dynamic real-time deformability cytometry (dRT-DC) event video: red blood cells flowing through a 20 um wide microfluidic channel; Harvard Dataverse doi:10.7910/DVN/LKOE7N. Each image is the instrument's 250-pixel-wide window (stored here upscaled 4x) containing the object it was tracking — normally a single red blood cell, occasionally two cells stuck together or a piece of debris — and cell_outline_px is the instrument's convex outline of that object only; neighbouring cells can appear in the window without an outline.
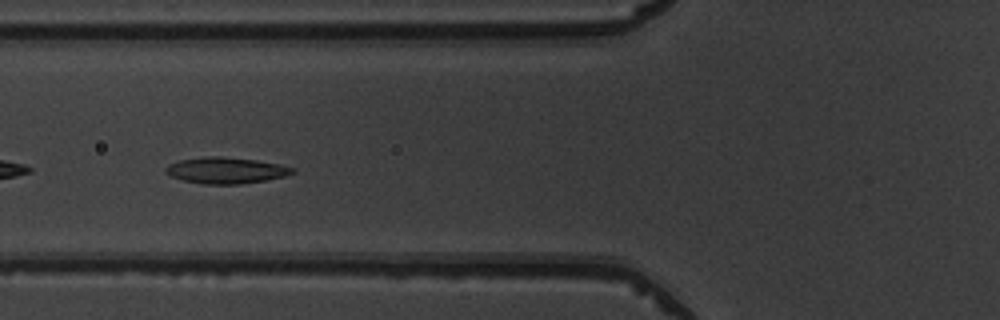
{"species": "common noctule bat (a hibernating species)", "species_latin": "Nyctalus noctula", "temperature_condition": "warm", "stored_images_in_passage": 43, "camera_frame_rate_fps": 3000, "um_per_image_px": 0.085, "animal": {"sex": "male", "body_mass_g": 19.5, "forearm_length_mm": 54.6}, "frame": {"image": 1, "passage_image": 20, "time_ms": 6.333, "image_size_px": [1000, 320], "cell_outline_px": [[296, 172], [284, 176], [264, 180], [240, 184], [200, 184], [184, 180], [172, 176], [164, 172], [164, 168], [168, 164], [180, 160], [208, 156], [220, 156], [256, 160], [280, 164], [296, 168]], "centroid_in_image_um": [19.2, 14.48], "position_along_channel_um": 106.6, "area_um2": 19.36}}
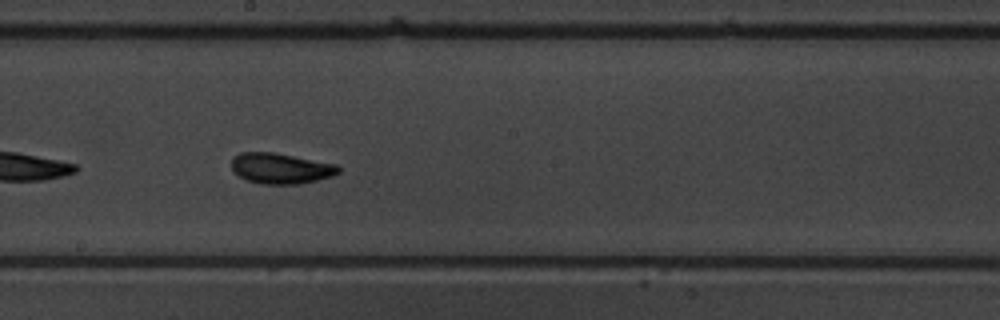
{"frame": {"image": 2, "passage_image": 29, "time_ms": 9.333, "image_size_px": [1000, 320], "cell_outline_px": [[340, 172], [332, 176], [300, 184], [260, 184], [248, 180], [240, 176], [232, 168], [232, 156], [240, 152], [272, 152], [336, 164], [340, 168]], "centroid_in_image_um": [23.86, 14.31], "position_along_channel_um": 224.3, "area_um2": 18.96}}
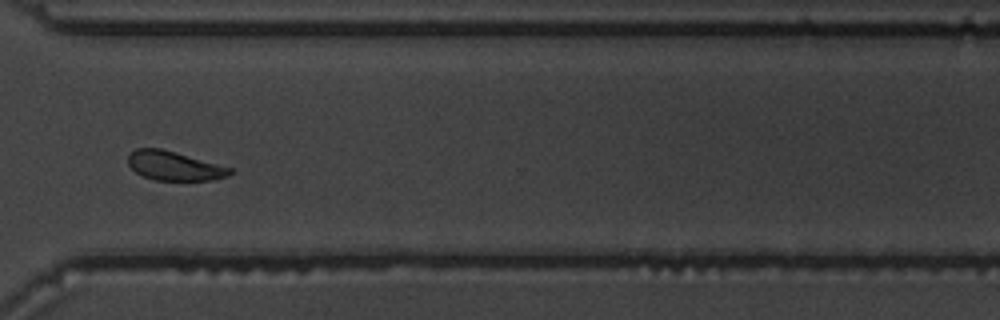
{"frame": {"image": 3, "passage_image": 39, "time_ms": 12.667, "image_size_px": [1000, 320], "cell_outline_px": [[232, 172], [228, 176], [212, 180], [156, 180], [144, 176], [136, 172], [128, 164], [128, 156], [136, 148], [160, 148], [232, 168]], "centroid_in_image_um": [14.8, 14.1], "position_along_channel_um": 355.8, "area_um2": 16.99}, "authors_computed_cell_mechanics": {"area_um2": 19.1896, "velocity_mm_per_s": 3.929, "shape_relaxation_time_tau1_ms": 2.097, "shape_relaxation_time_tau2_ms": 1.9249, "deformation_change_tau1": 0.1109, "deformation_change_tau2": 0.0746}}